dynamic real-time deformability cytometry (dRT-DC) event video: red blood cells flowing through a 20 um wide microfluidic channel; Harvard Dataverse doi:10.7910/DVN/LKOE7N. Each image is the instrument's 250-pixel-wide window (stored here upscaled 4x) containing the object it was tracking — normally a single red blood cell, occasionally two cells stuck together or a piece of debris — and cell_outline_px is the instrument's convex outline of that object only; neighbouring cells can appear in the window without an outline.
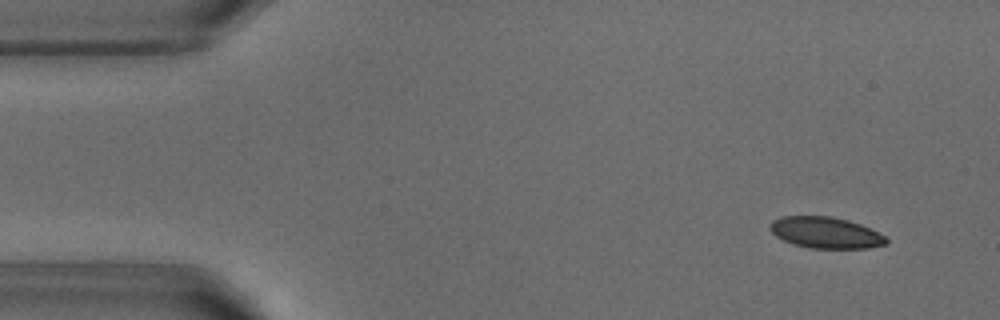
{"species": "common noctule bat (a hibernating species)", "species_latin": "Nyctalus noctula", "temperature_condition": "warm", "stored_images_in_passage": 52, "camera_frame_rate_fps": 3000, "um_per_image_px": 0.085, "animal": {"sex": "male", "body_mass_g": 18.8}, "frame": {"image": 1, "passage_image": 4, "time_ms": 1.0, "image_size_px": [1000, 320], "cell_outline_px": [[888, 244], [868, 248], [808, 248], [784, 240], [776, 236], [768, 228], [768, 224], [772, 220], [780, 216], [832, 216], [848, 220], [860, 224], [884, 236], [888, 240]], "centroid_in_image_um": [70.14, 19.76], "position_along_channel_um": 14.9, "area_um2": 21.15}}
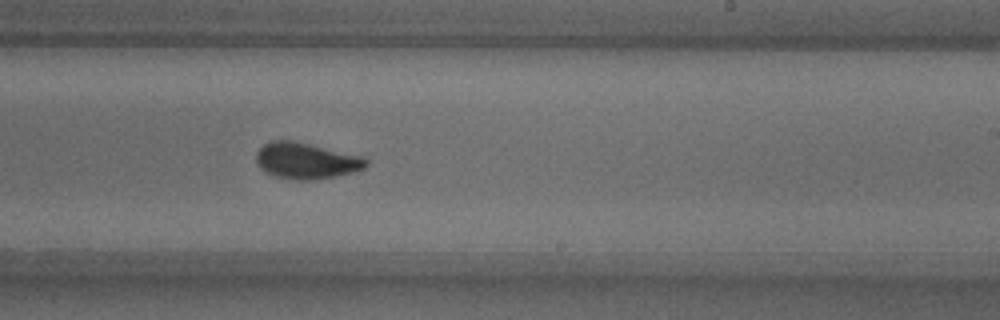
{"frame": {"image": 2, "passage_image": 31, "time_ms": 10.0, "image_size_px": [1000, 320], "cell_outline_px": [[368, 164], [364, 168], [352, 172], [336, 176], [312, 180], [296, 180], [276, 176], [264, 172], [256, 164], [256, 152], [268, 140], [292, 140], [364, 156], [368, 160]], "centroid_in_image_um": [26.01, 13.65], "position_along_channel_um": 263.0, "area_um2": 23.35}}
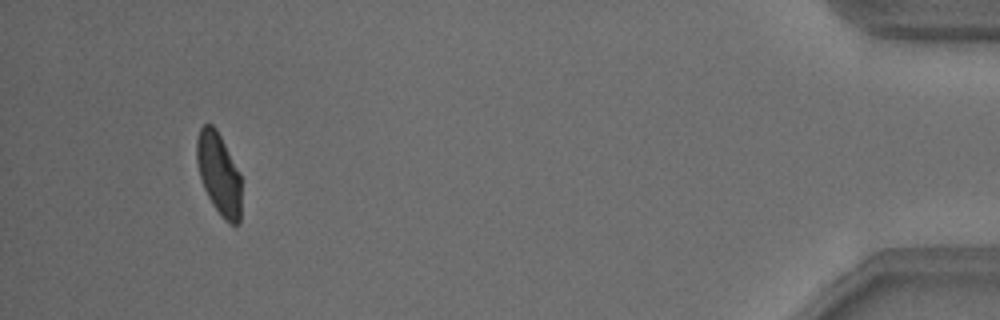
{"frame": {"image": 3, "passage_image": 49, "time_ms": 16.0, "image_size_px": [1000, 320], "cell_outline_px": [[240, 224], [228, 224], [220, 216], [212, 204], [204, 188], [200, 176], [196, 160], [196, 140], [200, 128], [204, 124], [212, 124], [216, 128], [240, 172]], "centroid_in_image_um": [18.6, 14.78], "position_along_channel_um": 416.6, "area_um2": 21.39}, "authors_computed_cell_mechanics": {"area_um2": 22.4264, "velocity_mm_per_s": 3.7949, "shape_relaxation_time_tau1_ms": 4.7962, "shape_relaxation_time_tau2_ms": 0.9403, "deformation_change_tau1": 0.146, "deformation_change_tau2": 0.0552}}